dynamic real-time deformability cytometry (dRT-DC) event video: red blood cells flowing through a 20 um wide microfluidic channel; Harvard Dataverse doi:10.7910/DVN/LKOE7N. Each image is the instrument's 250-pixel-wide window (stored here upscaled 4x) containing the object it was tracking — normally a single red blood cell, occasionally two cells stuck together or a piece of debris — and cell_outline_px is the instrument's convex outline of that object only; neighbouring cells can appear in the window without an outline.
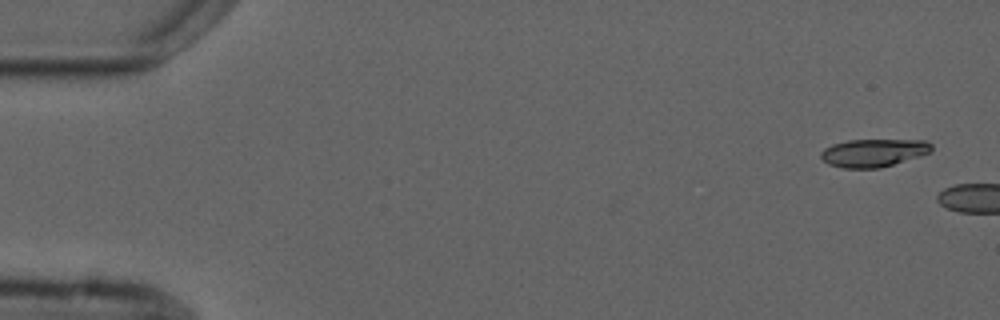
{"species": "common noctule bat (a hibernating species)", "species_latin": "Nyctalus noctula", "temperature_condition": "cold", "stored_images_in_passage": 2, "camera_frame_rate_fps": 3000, "um_per_image_px": 0.085, "animal": {"sex": "male", "forearm_length_mm": 52.5}, "frame": {"image": 1, "passage_image": 1, "time_ms": 0.0, "image_size_px": [1000, 320], "cell_outline_px": [[932, 148], [928, 152], [920, 156], [880, 168], [840, 168], [828, 164], [820, 156], [820, 152], [824, 148], [832, 144], [848, 140], [928, 140], [932, 144]], "centroid_in_image_um": [74.22, 12.99], "position_along_channel_um": 10.8, "area_um2": 18.03}}